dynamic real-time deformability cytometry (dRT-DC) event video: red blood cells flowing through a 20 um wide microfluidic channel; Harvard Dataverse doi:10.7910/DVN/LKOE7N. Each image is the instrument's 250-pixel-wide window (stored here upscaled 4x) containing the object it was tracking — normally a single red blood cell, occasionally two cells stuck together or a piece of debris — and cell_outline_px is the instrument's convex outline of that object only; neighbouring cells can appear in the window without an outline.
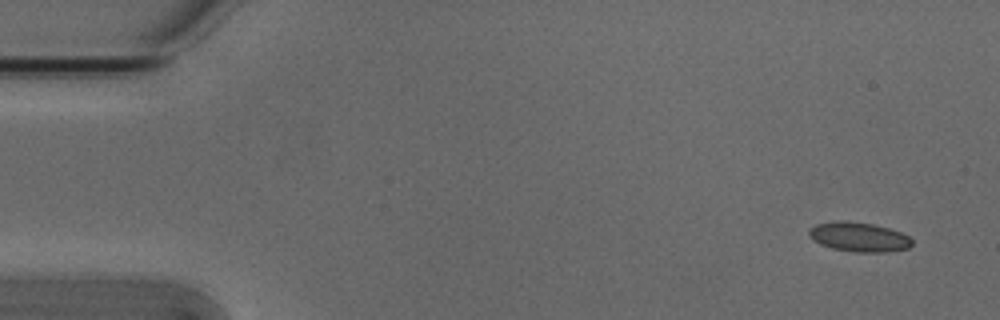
{"species": "Egyptian fruit bat (a non-hibernating species)", "species_latin": "Rousettus aegyptiacus", "temperature_condition": "cold", "stored_images_in_passage": 48, "camera_frame_rate_fps": 3000, "um_per_image_px": 0.085, "animal": {"sex": "male"}, "frame": {"image": 1, "passage_image": 1, "time_ms": 0.0, "image_size_px": [1000, 320], "cell_outline_px": [[912, 244], [908, 248], [884, 252], [856, 252], [832, 248], [820, 244], [812, 240], [808, 236], [808, 228], [816, 224], [832, 220], [848, 220], [872, 224], [888, 228], [900, 232], [908, 236], [912, 240]], "centroid_in_image_um": [72.94, 20.12], "position_along_channel_um": 12.1, "area_um2": 17.86}}
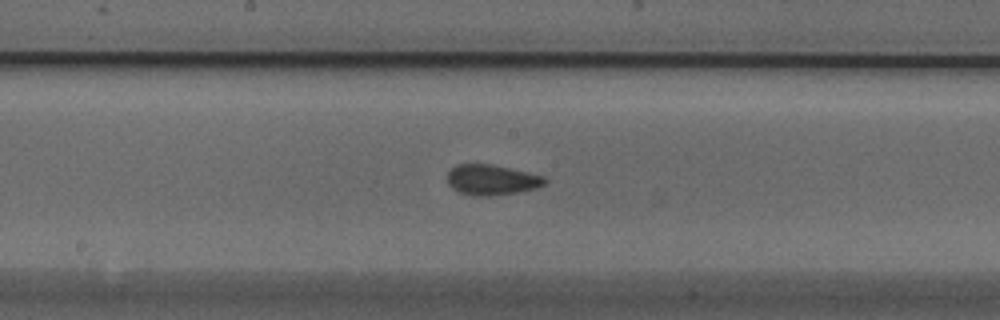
{"frame": {"image": 2, "passage_image": 26, "time_ms": 8.333, "image_size_px": [1000, 320], "cell_outline_px": [[548, 180], [544, 184], [536, 188], [516, 192], [488, 196], [472, 196], [460, 192], [452, 188], [448, 184], [448, 172], [456, 164], [492, 164], [528, 172], [544, 176]], "centroid_in_image_um": [41.79, 15.28], "position_along_channel_um": 206.4, "area_um2": 17.22}}
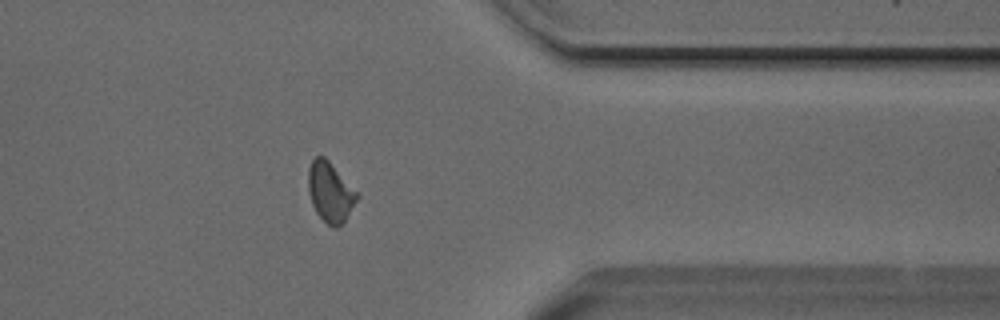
{"frame": {"image": 3, "passage_image": 41, "time_ms": 13.333, "image_size_px": [1000, 320], "cell_outline_px": [[360, 196], [344, 220], [336, 228], [332, 228], [316, 212], [312, 204], [308, 192], [308, 168], [312, 160], [316, 156], [324, 156], [328, 160]], "centroid_in_image_um": [28.04, 16.32], "position_along_channel_um": 383.4, "area_um2": 16.7}}